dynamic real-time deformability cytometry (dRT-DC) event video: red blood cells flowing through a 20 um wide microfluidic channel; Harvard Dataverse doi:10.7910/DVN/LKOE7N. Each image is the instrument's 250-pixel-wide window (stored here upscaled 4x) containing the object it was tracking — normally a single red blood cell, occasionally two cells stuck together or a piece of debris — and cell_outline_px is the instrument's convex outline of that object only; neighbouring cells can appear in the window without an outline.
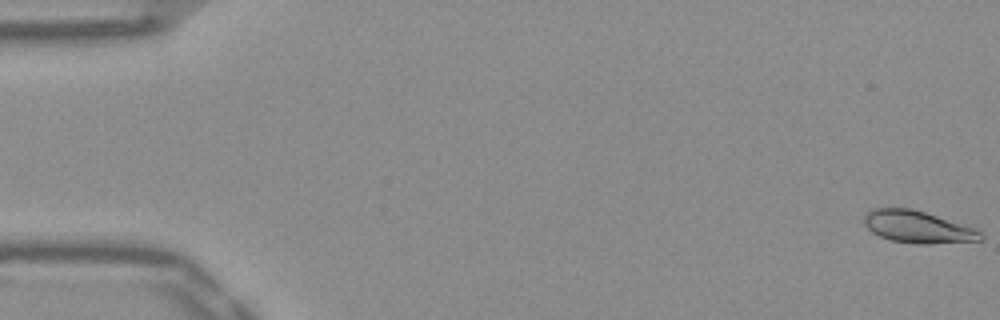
{"species": "Egyptian fruit bat (a non-hibernating species)", "species_latin": "Rousettus aegyptiacus", "temperature_condition": "warm", "stored_images_in_passage": 52, "camera_frame_rate_fps": 3000, "um_per_image_px": 0.085, "frame": {"image": 1, "passage_image": 1, "time_ms": 0.0, "image_size_px": [1000, 320], "cell_outline_px": [[984, 240], [928, 244], [916, 244], [892, 240], [880, 236], [872, 232], [864, 224], [864, 216], [872, 208], [912, 208], [976, 228], [984, 236]], "centroid_in_image_um": [78.03, 19.29], "position_along_channel_um": 7.0, "area_um2": 21.79}}
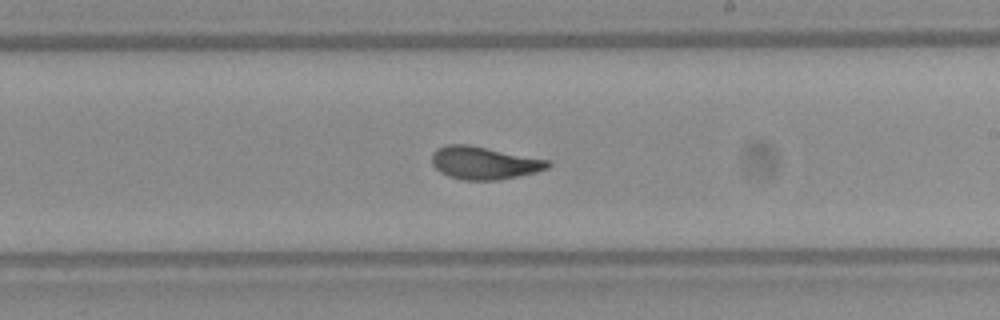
{"frame": {"image": 2, "passage_image": 31, "time_ms": 10.0, "image_size_px": [1000, 320], "cell_outline_px": [[552, 164], [548, 168], [536, 172], [500, 180], [460, 180], [448, 176], [440, 172], [432, 164], [432, 152], [436, 148], [448, 144], [468, 144], [552, 160]], "centroid_in_image_um": [41.16, 13.84], "position_along_channel_um": 247.8, "area_um2": 22.48}}
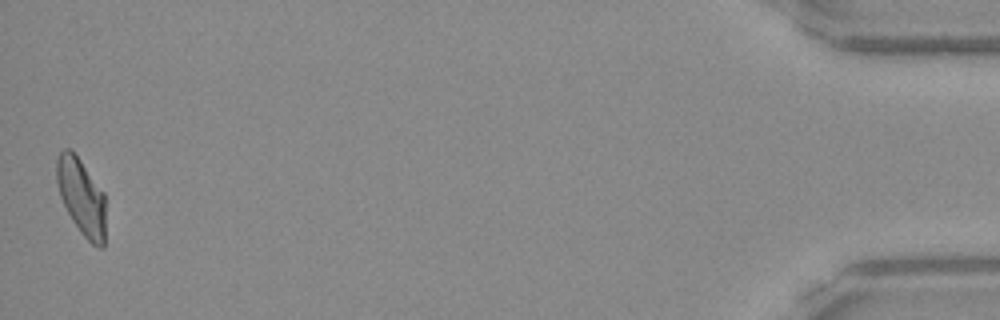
{"frame": {"image": 3, "passage_image": 52, "time_ms": 17.0, "image_size_px": [1000, 320], "cell_outline_px": [[104, 248], [100, 248], [92, 244], [80, 232], [72, 220], [60, 196], [56, 180], [56, 160], [60, 152], [64, 148], [68, 148], [80, 160], [104, 192]], "centroid_in_image_um": [6.91, 16.73], "position_along_channel_um": 428.3, "area_um2": 21.56}, "authors_computed_cell_mechanics": {"area_um2": 22.0507, "velocity_mm_per_s": 3.9064, "shape_relaxation_time_tau1_ms": 4.3433, "shape_relaxation_time_tau2_ms": 1.3006, "deformation_change_tau1": 0.1634, "deformation_change_tau2": 0.0604}}